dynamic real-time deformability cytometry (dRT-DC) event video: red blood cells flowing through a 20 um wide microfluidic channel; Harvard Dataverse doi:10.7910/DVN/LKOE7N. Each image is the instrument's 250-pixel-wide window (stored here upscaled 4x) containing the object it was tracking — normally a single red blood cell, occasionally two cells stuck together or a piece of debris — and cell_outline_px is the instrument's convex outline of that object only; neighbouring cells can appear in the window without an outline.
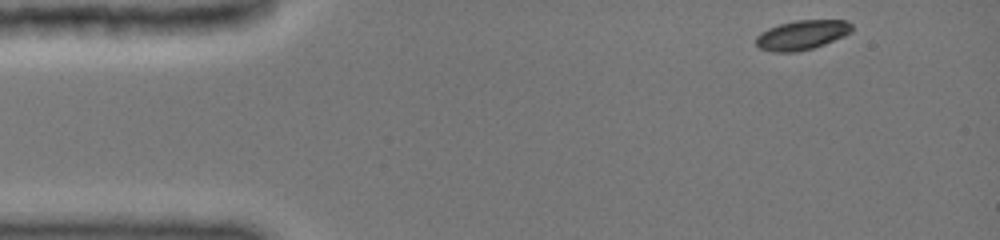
{"species": "common noctule bat (a hibernating species)", "species_latin": "Nyctalus noctula", "temperature_condition": "cold", "stored_images_in_passage": 55, "camera_frame_rate_fps": 3000, "um_per_image_px": 0.085, "animal": {"sex": "female", "body_mass_g": 19.0, "forearm_length_mm": 51.5}, "frame": {"image": 1, "passage_image": 1, "time_ms": 0.0, "image_size_px": [1000, 240], "cell_outline_px": [[852, 32], [844, 36], [824, 44], [812, 48], [792, 52], [776, 52], [760, 48], [756, 44], [756, 36], [760, 32], [768, 28], [780, 24], [796, 20], [844, 20], [852, 24]], "centroid_in_image_um": [68.16, 2.96], "position_along_channel_um": 16.8, "area_um2": 16.36}}
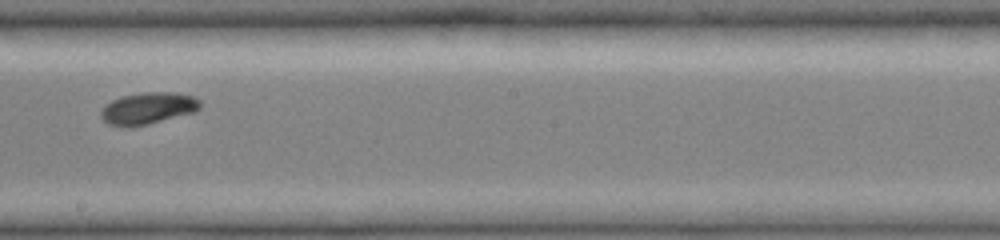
{"frame": {"image": 2, "passage_image": 32, "time_ms": 7.667, "image_size_px": [1000, 240], "cell_outline_px": [[200, 108], [196, 112], [148, 124], [108, 124], [100, 116], [100, 112], [112, 100], [124, 96], [144, 92], [172, 92], [192, 96], [200, 100]], "centroid_in_image_um": [12.65, 9.17], "position_along_channel_um": 235.5, "area_um2": 17.74}}
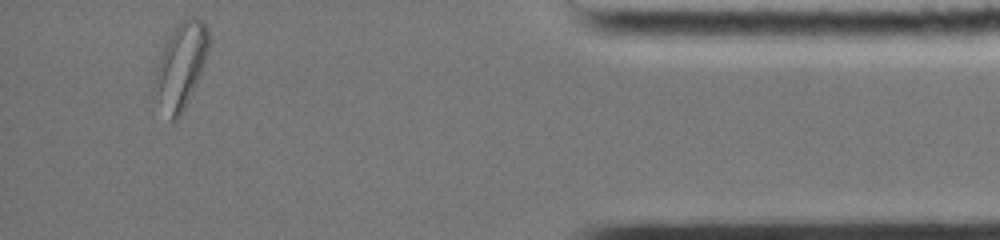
{"frame": {"image": 3, "passage_image": 54, "time_ms": 13.333, "image_size_px": [1000, 240], "cell_outline_px": [[208, 48], [204, 64], [196, 84], [180, 116], [176, 120], [172, 120], [152, 92], [156, 68], [164, 44], [176, 24], [192, 16], [200, 20], [208, 28]], "centroid_in_image_um": [15.35, 5.56], "position_along_channel_um": 419.8, "area_um2": 26.41}, "authors_computed_cell_mechanics": {"area_um2": 18.0336, "velocity_mm_per_s": 3.9612, "shape_relaxation_time_tau1_ms": 2.4634, "shape_relaxation_time_tau2_ms": null, "deformation_change_tau1": 0.1028, "deformation_change_tau2": null}}